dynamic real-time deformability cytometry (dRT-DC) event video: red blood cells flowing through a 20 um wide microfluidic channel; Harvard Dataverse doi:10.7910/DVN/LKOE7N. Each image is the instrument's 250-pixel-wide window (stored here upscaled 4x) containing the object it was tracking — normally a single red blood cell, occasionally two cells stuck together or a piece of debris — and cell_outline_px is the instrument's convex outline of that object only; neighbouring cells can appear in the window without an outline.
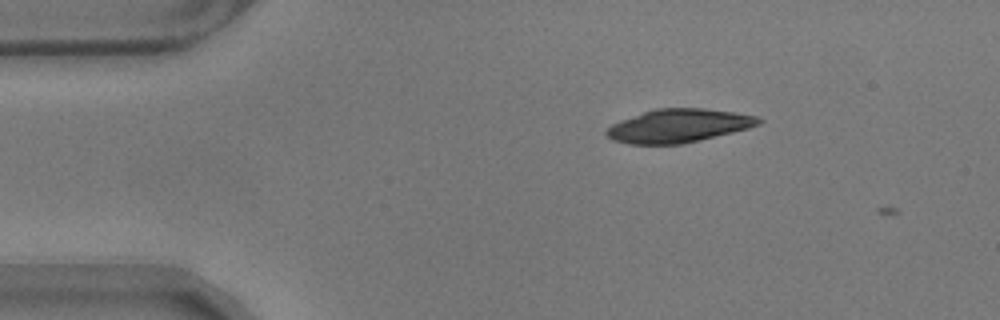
{"species": "common noctule bat (a hibernating species)", "species_latin": "Nyctalus noctula", "temperature_condition": "warm", "stored_images_in_passage": 2, "camera_frame_rate_fps": 3000, "um_per_image_px": 0.085, "animal": {"sex": "male", "body_mass_g": 17.9}, "frame": {"image": 1, "passage_image": 1, "time_ms": 0.0, "image_size_px": [1000, 320], "cell_outline_px": [[764, 120], [760, 124], [748, 128], [684, 144], [628, 144], [612, 140], [604, 132], [612, 124], [620, 120], [656, 108], [704, 108], [732, 112], [756, 116]], "centroid_in_image_um": [57.66, 10.69], "position_along_channel_um": 27.3, "area_um2": 29.48}}